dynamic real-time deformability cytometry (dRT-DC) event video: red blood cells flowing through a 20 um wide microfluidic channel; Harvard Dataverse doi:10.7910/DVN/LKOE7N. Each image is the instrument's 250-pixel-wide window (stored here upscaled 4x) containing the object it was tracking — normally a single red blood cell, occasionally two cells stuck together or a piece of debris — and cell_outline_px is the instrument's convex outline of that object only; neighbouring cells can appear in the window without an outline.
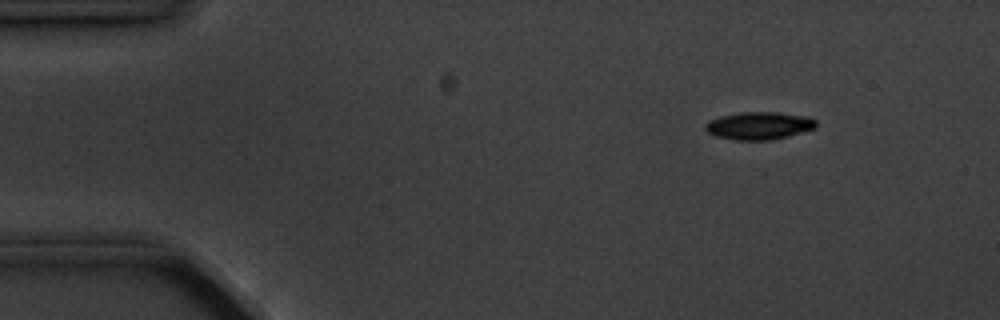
{"species": "common noctule bat (a hibernating species)", "species_latin": "Nyctalus noctula", "temperature_condition": "cold", "stored_images_in_passage": 11, "camera_frame_rate_fps": 3000, "um_per_image_px": 0.085, "animal": {"sex": "male", "body_mass_g": 20.1, "forearm_length_mm": 53.5}, "frame": {"image": 1, "passage_image": 2, "time_ms": 2.0, "image_size_px": [1000, 320], "cell_outline_px": [[816, 128], [788, 136], [772, 140], [736, 140], [716, 136], [708, 132], [704, 128], [704, 124], [708, 120], [720, 116], [740, 112], [772, 112], [808, 116], [816, 120]], "centroid_in_image_um": [64.5, 10.68], "position_along_channel_um": 20.5, "area_um2": 17.92}}
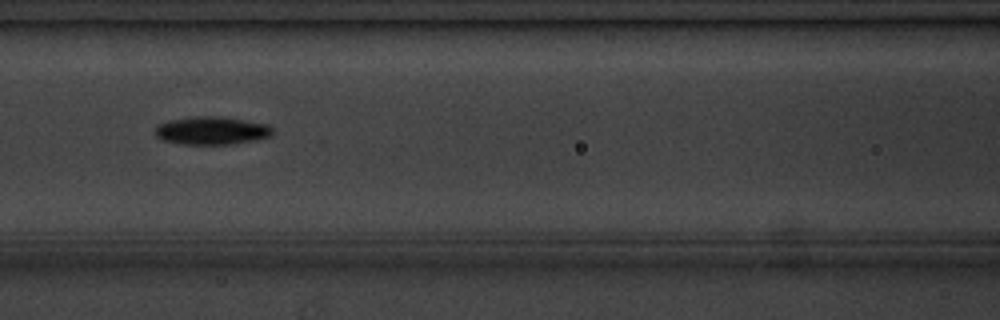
{"frame": {"image": 2, "passage_image": 7, "time_ms": 7.667, "image_size_px": [1000, 320], "cell_outline_px": [[272, 132], [268, 136], [252, 140], [232, 144], [184, 144], [160, 140], [156, 136], [156, 124], [168, 120], [196, 116], [220, 116], [268, 124], [272, 128]], "centroid_in_image_um": [17.93, 11.09], "position_along_channel_um": 148.7, "area_um2": 19.07}}